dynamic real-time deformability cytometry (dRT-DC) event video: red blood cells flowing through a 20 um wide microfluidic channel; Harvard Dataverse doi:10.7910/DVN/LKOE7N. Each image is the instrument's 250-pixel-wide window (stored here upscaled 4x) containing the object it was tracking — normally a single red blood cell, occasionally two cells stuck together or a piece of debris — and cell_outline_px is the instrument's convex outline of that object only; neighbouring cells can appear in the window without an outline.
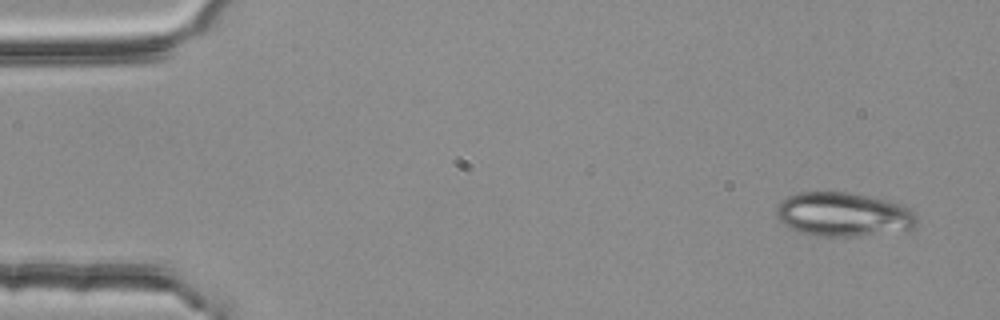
{"species": "common noctule bat (a hibernating species)", "species_latin": "Nyctalus noctula", "temperature_condition": "room temperature", "stored_images_in_passage": 4, "camera_frame_rate_fps": 3000, "um_per_image_px": 0.085, "animal": {"sex": "female", "body_mass_g": 25.1}, "frame": {"image": 1, "passage_image": 1, "time_ms": 0.0, "image_size_px": [1000, 320], "cell_outline_px": [[916, 224], [912, 228], [860, 236], [816, 236], [800, 232], [788, 228], [776, 216], [776, 208], [780, 200], [796, 192], [848, 192], [888, 200], [904, 204], [912, 208], [916, 216]], "centroid_in_image_um": [71.66, 18.21], "position_along_channel_um": 13.3, "area_um2": 36.24}}